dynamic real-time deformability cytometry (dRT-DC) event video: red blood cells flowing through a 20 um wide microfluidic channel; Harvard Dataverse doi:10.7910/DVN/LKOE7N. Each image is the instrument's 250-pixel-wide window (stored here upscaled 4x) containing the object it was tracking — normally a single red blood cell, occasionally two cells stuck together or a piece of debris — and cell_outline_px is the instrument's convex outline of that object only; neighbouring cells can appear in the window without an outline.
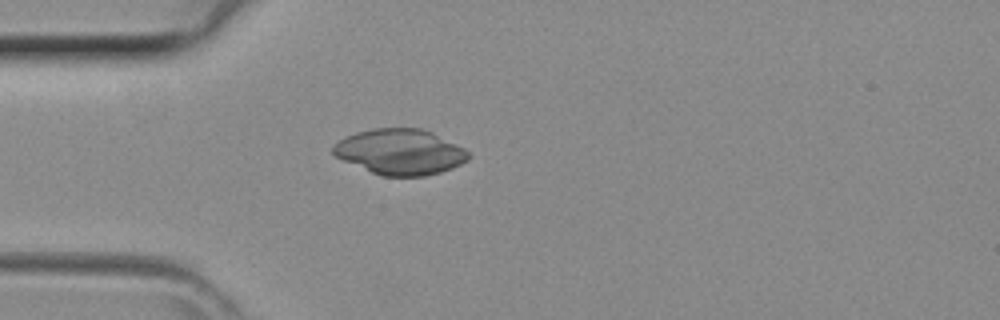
{"species": "common noctule bat (a hibernating species)", "species_latin": "Nyctalus noctula", "temperature_condition": "room temperature", "stored_images_in_passage": 41, "camera_frame_rate_fps": 3000, "um_per_image_px": 0.085, "animal": {"sex": "female", "body_mass_g": 29.2, "forearm_length_mm": 56.3}, "frame": {"image": 1, "passage_image": 11, "time_ms": 3.333, "image_size_px": [1000, 320], "cell_outline_px": [[472, 156], [468, 160], [452, 168], [440, 172], [424, 176], [384, 176], [372, 172], [344, 160], [336, 156], [332, 152], [332, 148], [340, 140], [356, 132], [372, 128], [420, 128], [432, 132], [464, 148]], "centroid_in_image_um": [34.04, 12.9], "position_along_channel_um": 51.0, "area_um2": 35.6}}
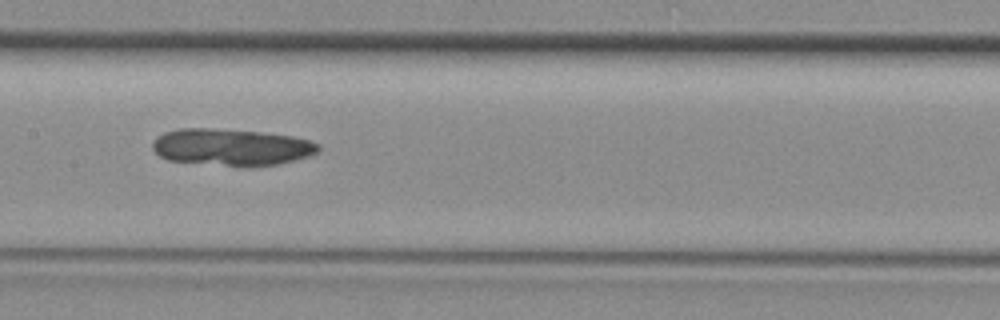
{"frame": {"image": 2, "passage_image": 20, "time_ms": 6.333, "image_size_px": [1000, 320], "cell_outline_px": [[320, 148], [316, 152], [308, 156], [276, 164], [252, 168], [240, 168], [168, 160], [160, 156], [152, 148], [152, 144], [156, 136], [164, 132], [180, 128], [212, 128], [256, 132], [292, 136], [312, 140], [320, 144]], "centroid_in_image_um": [19.65, 12.53], "position_along_channel_um": 187.7, "area_um2": 36.07}}
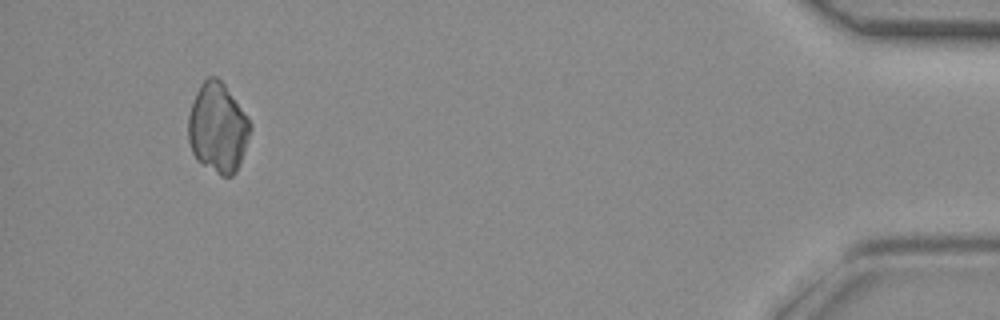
{"frame": {"image": 3, "passage_image": 39, "time_ms": 12.667, "image_size_px": [1000, 320], "cell_outline_px": [[252, 128], [240, 164], [236, 172], [232, 176], [220, 176], [200, 164], [196, 160], [192, 152], [188, 140], [188, 116], [196, 92], [200, 84], [208, 76], [216, 76], [224, 84], [248, 116], [252, 124]], "centroid_in_image_um": [18.51, 10.89], "position_along_channel_um": 416.7, "area_um2": 32.77}}